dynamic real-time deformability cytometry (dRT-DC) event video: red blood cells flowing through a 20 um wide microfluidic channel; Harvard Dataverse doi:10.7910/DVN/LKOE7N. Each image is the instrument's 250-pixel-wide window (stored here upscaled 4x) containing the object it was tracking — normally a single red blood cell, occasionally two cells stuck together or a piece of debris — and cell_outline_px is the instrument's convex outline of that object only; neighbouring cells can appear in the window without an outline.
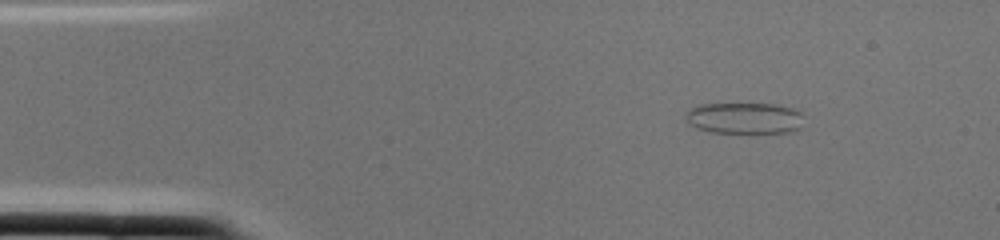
{"species": "common noctule bat (a hibernating species)", "species_latin": "Nyctalus noctula", "temperature_condition": "cold", "stored_images_in_passage": 1, "camera_frame_rate_fps": 3000, "um_per_image_px": 0.085, "animal": {"sex": "female", "body_mass_g": 22.0, "forearm_length_mm": 56.7}, "frame": {"image": 1, "passage_image": 1, "time_ms": 0.0, "image_size_px": [1000, 240], "cell_outline_px": [[800, 128], [788, 132], [748, 136], [712, 132], [696, 128], [688, 124], [684, 116], [688, 108], [700, 104], [776, 104], [792, 108], [800, 112]], "centroid_in_image_um": [63.21, 10.09], "position_along_channel_um": 21.8, "area_um2": 22.48}}